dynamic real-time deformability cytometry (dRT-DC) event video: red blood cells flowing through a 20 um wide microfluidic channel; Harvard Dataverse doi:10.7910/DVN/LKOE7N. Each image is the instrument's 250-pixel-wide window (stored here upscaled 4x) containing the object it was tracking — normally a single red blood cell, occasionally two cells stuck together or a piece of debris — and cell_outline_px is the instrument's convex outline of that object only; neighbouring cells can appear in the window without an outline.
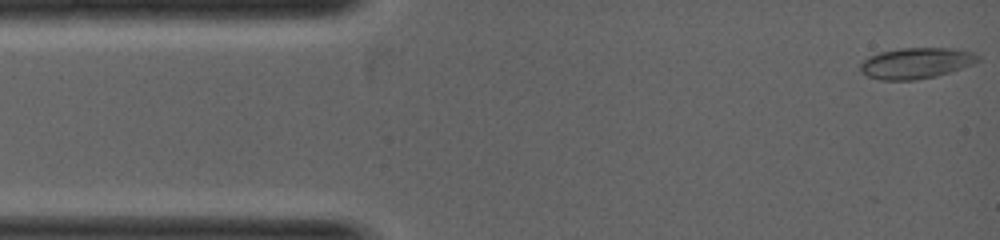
{"species": "common noctule bat (a hibernating species)", "species_latin": "Nyctalus noctula", "temperature_condition": "warm", "stored_images_in_passage": 3, "camera_frame_rate_fps": 5000, "um_per_image_px": 0.085, "animal": {"sex": "female", "body_mass_g": 19.0, "forearm_length_mm": 53.3}, "frame": {"image": 1, "passage_image": 1, "time_ms": 0.0, "image_size_px": [1000, 240], "cell_outline_px": [[980, 60], [972, 64], [936, 76], [916, 80], [880, 80], [868, 76], [860, 72], [860, 64], [868, 56], [880, 52], [900, 48], [956, 48], [972, 52], [980, 56]], "centroid_in_image_um": [77.85, 5.36], "position_along_channel_um": 7.2, "area_um2": 21.21}}
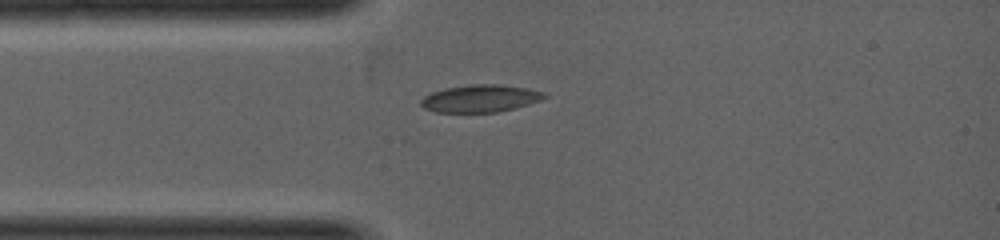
{"frame": {"image": 2, "passage_image": 3, "time_ms": 1.4, "image_size_px": [1000, 240], "cell_outline_px": [[548, 96], [540, 100], [528, 104], [500, 112], [436, 112], [424, 108], [420, 104], [420, 100], [424, 96], [432, 92], [444, 88], [472, 84], [496, 84], [528, 88], [548, 92]], "centroid_in_image_um": [40.84, 8.36], "position_along_channel_um": 44.2, "area_um2": 19.83}}